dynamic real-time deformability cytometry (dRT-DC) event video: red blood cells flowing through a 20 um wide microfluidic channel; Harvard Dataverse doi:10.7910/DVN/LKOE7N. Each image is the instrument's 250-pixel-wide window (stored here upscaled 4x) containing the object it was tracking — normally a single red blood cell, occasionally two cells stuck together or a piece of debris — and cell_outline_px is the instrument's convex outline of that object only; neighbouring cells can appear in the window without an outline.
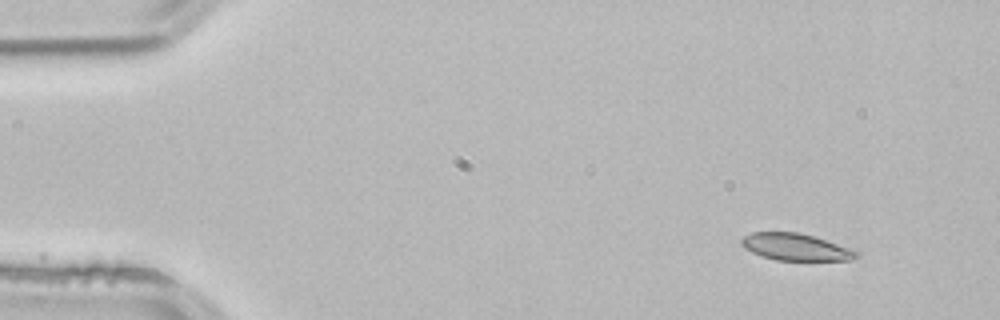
{"species": "common noctule bat (a hibernating species)", "species_latin": "Nyctalus noctula", "temperature_condition": "room temperature", "stored_images_in_passage": 3, "camera_frame_rate_fps": 3000, "um_per_image_px": 0.085, "animal": {"sex": "male", "body_mass_g": 21.5, "forearm_length_mm": 52.0}, "frame": {"image": 1, "passage_image": 1, "time_ms": 0.0, "image_size_px": [1000, 320], "cell_outline_px": [[860, 252], [852, 260], [776, 260], [760, 256], [744, 248], [740, 244], [740, 240], [744, 236], [752, 232], [796, 232], [812, 236]], "centroid_in_image_um": [67.55, 21.0], "position_along_channel_um": 17.4, "area_um2": 17.8}}
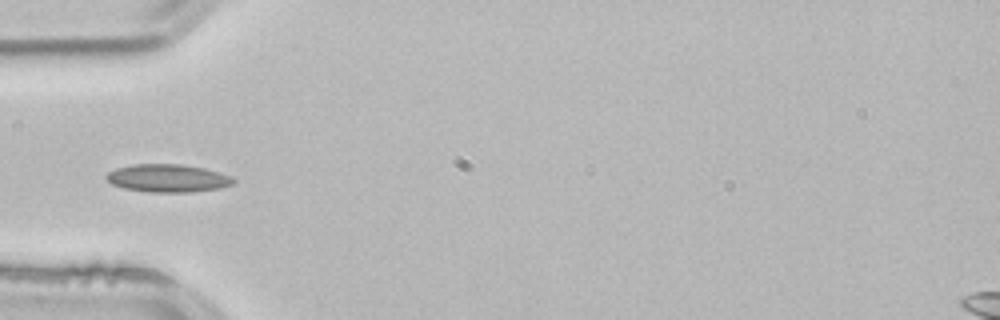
{"frame": {"image": 2, "passage_image": 3, "time_ms": 0.667, "image_size_px": [1000, 320], "cell_outline_px": [[236, 184], [220, 188], [192, 192], [148, 192], [124, 188], [112, 184], [104, 176], [108, 172], [116, 168], [132, 164], [184, 164], [204, 168], [220, 172], [232, 176], [236, 180]], "centroid_in_image_um": [14.3, 15.14], "position_along_channel_um": 70.7, "area_um2": 20.92}}